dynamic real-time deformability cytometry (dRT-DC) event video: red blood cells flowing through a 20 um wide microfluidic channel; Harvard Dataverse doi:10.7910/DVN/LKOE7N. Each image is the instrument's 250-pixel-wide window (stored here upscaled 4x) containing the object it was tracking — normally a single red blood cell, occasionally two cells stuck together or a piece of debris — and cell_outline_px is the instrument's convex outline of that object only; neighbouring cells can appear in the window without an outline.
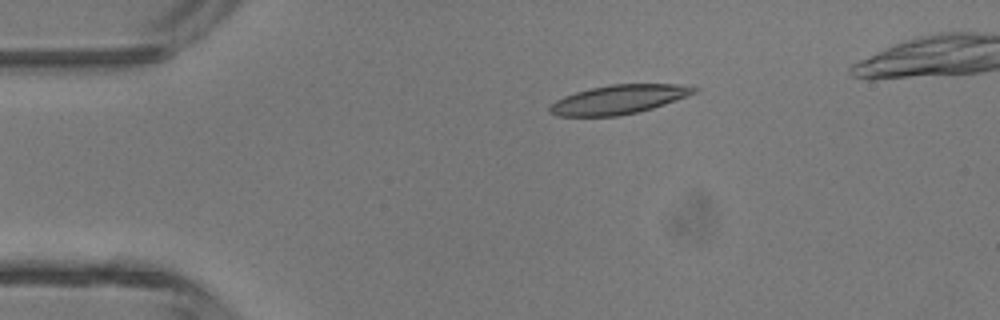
{"species": "common noctule bat (a hibernating species)", "species_latin": "Nyctalus noctula", "temperature_condition": "room temperature", "stored_images_in_passage": 3, "camera_frame_rate_fps": 3000, "um_per_image_px": 0.085, "animal": {"sex": "male", "body_mass_g": 13.3}, "frame": {"image": 1, "passage_image": 1, "time_ms": 0.0, "image_size_px": [1000, 320], "cell_outline_px": [[700, 88], [696, 92], [688, 96], [652, 108], [636, 112], [616, 116], [556, 116], [548, 112], [548, 108], [556, 100], [564, 96], [576, 92], [592, 88], [612, 84], [680, 84]], "centroid_in_image_um": [52.59, 8.45], "position_along_channel_um": 32.4, "area_um2": 24.28}}